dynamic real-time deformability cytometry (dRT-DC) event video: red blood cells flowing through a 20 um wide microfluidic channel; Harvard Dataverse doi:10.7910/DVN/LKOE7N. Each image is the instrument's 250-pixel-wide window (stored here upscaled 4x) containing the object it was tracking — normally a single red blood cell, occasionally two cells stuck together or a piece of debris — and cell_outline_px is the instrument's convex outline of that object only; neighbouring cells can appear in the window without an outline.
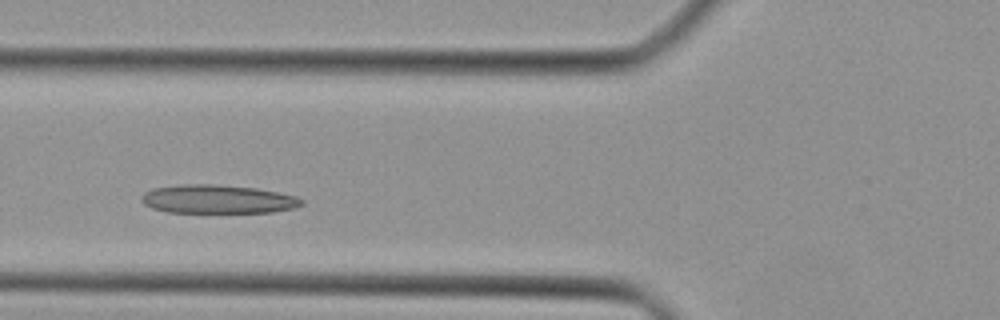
{"species": "Egyptian fruit bat (a non-hibernating species)", "species_latin": "Rousettus aegyptiacus", "temperature_condition": "cold", "stored_images_in_passage": 30, "camera_frame_rate_fps": 3000, "um_per_image_px": 0.085, "animal": {"sex": "female"}, "frame": {"image": 1, "passage_image": 4, "time_ms": 1.0, "image_size_px": [1000, 320], "cell_outline_px": [[304, 204], [292, 208], [272, 212], [168, 212], [152, 208], [144, 204], [140, 200], [140, 196], [144, 192], [152, 188], [180, 184], [212, 184], [256, 188], [296, 196], [304, 200]], "centroid_in_image_um": [18.46, 16.92], "position_along_channel_um": 107.3, "area_um2": 26.7}}
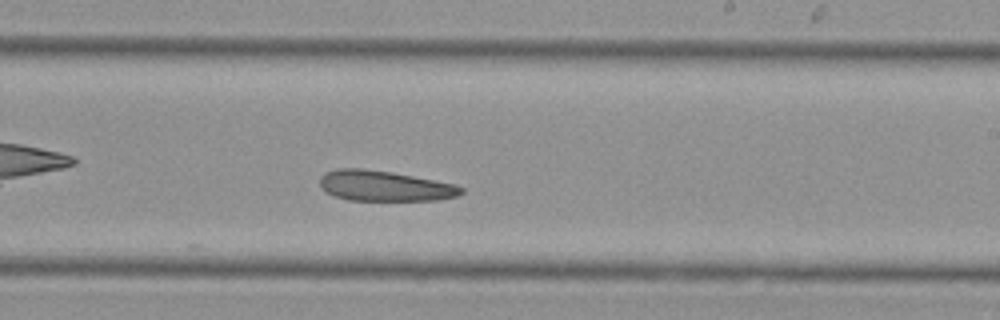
{"frame": {"image": 2, "passage_image": 14, "time_ms": 4.333, "image_size_px": [1000, 320], "cell_outline_px": [[464, 192], [456, 196], [436, 200], [348, 200], [332, 196], [320, 184], [320, 176], [324, 172], [336, 168], [360, 168], [392, 172], [452, 184], [464, 188]], "centroid_in_image_um": [32.63, 15.8], "position_along_channel_um": 256.4, "area_um2": 24.85}}
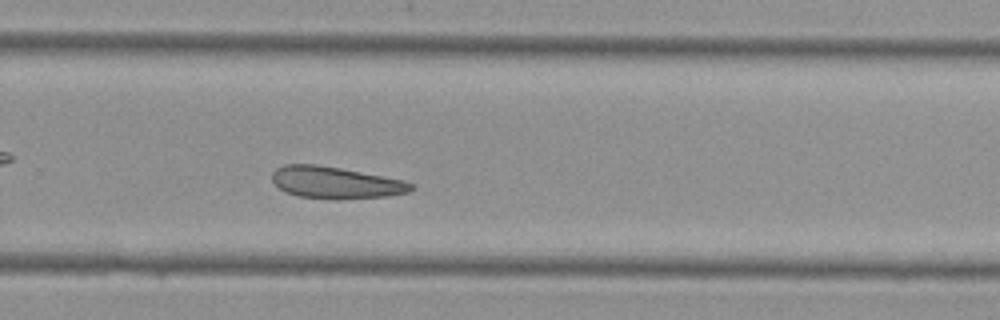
{"frame": {"image": 3, "passage_image": 17, "time_ms": 5.333, "image_size_px": [1000, 320], "cell_outline_px": [[416, 188], [408, 192], [388, 196], [336, 200], [328, 200], [296, 196], [284, 192], [272, 180], [272, 172], [276, 168], [284, 164], [316, 164], [340, 168], [404, 180], [416, 184]], "centroid_in_image_um": [28.53, 15.54], "position_along_channel_um": 301.3, "area_um2": 26.24}}